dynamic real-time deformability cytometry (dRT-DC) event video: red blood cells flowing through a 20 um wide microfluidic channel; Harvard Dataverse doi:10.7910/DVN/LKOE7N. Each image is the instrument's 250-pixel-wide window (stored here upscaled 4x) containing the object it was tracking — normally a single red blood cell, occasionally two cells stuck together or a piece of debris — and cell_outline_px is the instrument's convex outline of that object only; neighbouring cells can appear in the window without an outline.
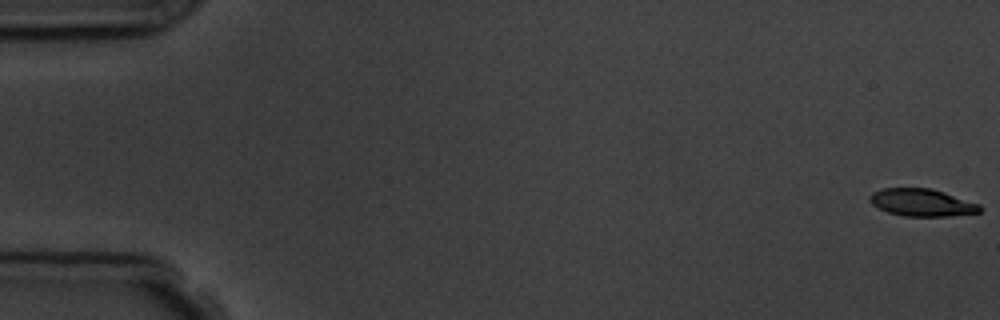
{"species": "common noctule bat (a hibernating species)", "species_latin": "Nyctalus noctula", "temperature_condition": "room temperature", "stored_images_in_passage": 7, "camera_frame_rate_fps": 3000, "um_per_image_px": 0.085, "animal": {"sex": "male", "body_mass_g": 19.5, "forearm_length_mm": 54.6}, "frame": {"image": 1, "passage_image": 1, "time_ms": 0.0, "image_size_px": [1000, 320], "cell_outline_px": [[984, 208], [980, 212], [948, 216], [904, 216], [888, 212], [872, 204], [868, 200], [868, 196], [872, 192], [884, 188], [932, 188], [980, 204]], "centroid_in_image_um": [78.36, 17.21], "position_along_channel_um": 6.6, "area_um2": 17.63}}
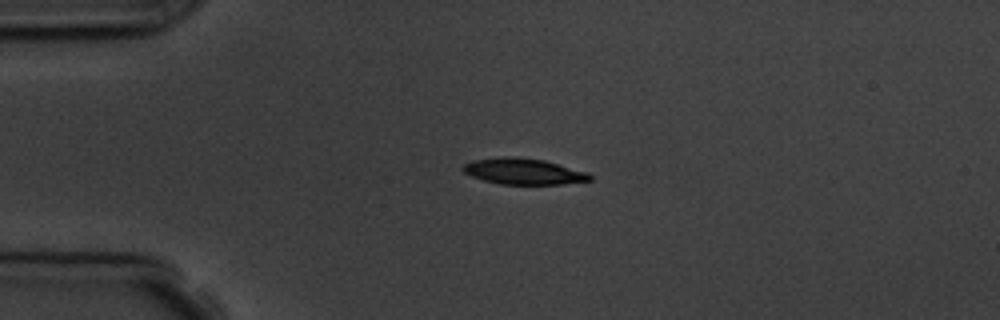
{"frame": {"image": 2, "passage_image": 5, "time_ms": 4.333, "image_size_px": [1000, 320], "cell_outline_px": [[592, 180], [560, 184], [500, 184], [484, 180], [472, 176], [464, 172], [460, 168], [464, 164], [472, 160], [504, 156], [512, 156], [544, 160], [588, 172], [592, 176]], "centroid_in_image_um": [44.48, 14.56], "position_along_channel_um": 40.5, "area_um2": 19.25}}